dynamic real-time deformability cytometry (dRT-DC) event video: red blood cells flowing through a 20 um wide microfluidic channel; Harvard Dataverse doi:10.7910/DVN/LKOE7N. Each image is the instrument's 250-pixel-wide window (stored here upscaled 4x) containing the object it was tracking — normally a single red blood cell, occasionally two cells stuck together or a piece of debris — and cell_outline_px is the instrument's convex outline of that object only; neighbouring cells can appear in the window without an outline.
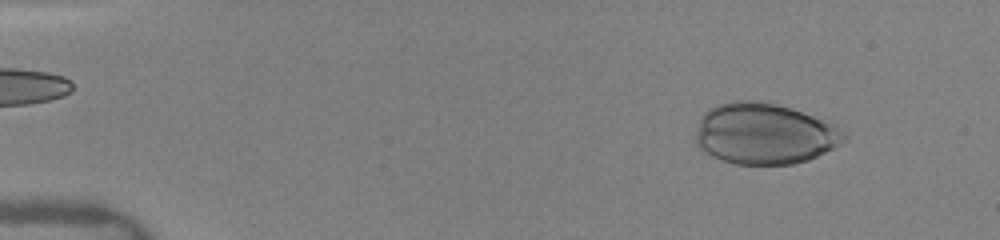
{"species": "human", "species_latin": "Homo sapiens", "temperature_condition": "warm", "stored_images_in_passage": 44, "camera_frame_rate_fps": 3000, "um_per_image_px": 0.085, "donor": {"sex": "female"}, "frame": {"image": 1, "passage_image": 12, "time_ms": 1.667, "image_size_px": [1000, 240], "cell_outline_px": [[848, 140], [808, 160], [792, 164], [736, 164], [712, 156], [700, 148], [696, 144], [696, 136], [700, 116], [708, 108], [716, 104], [732, 100], [756, 100], [776, 104], [792, 108], [832, 124], [844, 132], [848, 136]], "centroid_in_image_um": [64.95, 11.35], "position_along_channel_um": 20.0, "area_um2": 52.71}}
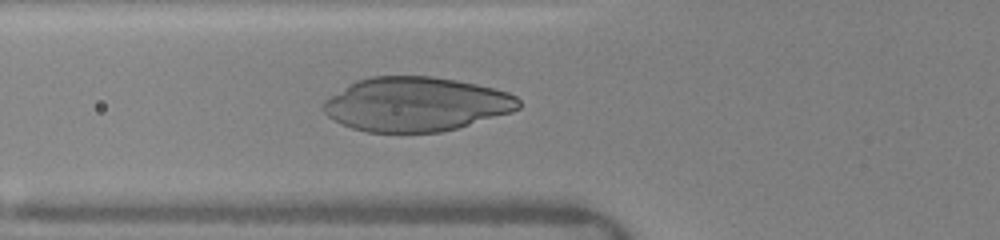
{"frame": {"image": 2, "passage_image": 34, "time_ms": 6.0, "image_size_px": [1000, 240], "cell_outline_px": [[520, 108], [512, 112], [456, 128], [440, 132], [368, 132], [352, 128], [328, 116], [324, 112], [324, 100], [348, 84], [356, 80], [372, 76], [432, 76], [456, 80], [476, 84], [508, 92], [516, 96], [520, 100]], "centroid_in_image_um": [35.36, 8.85], "position_along_channel_um": 90.4, "area_um2": 61.44}}
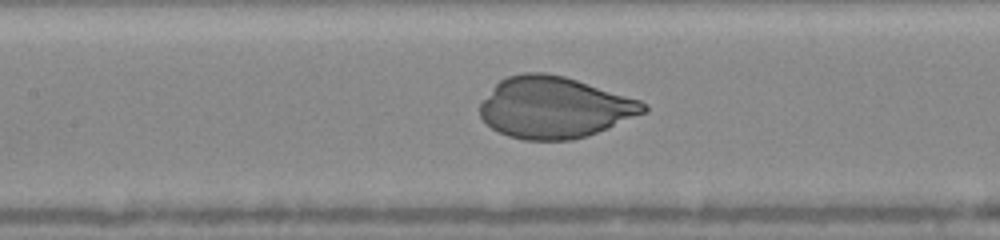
{"frame": {"image": 3, "passage_image": 41, "time_ms": 7.667, "image_size_px": [1000, 240], "cell_outline_px": [[648, 112], [588, 136], [572, 140], [524, 140], [508, 136], [492, 128], [480, 116], [480, 104], [492, 88], [500, 80], [508, 76], [524, 72], [544, 72], [564, 76], [640, 100], [648, 104]], "centroid_in_image_um": [47.15, 9.14], "position_along_channel_um": 160.3, "area_um2": 58.49}}